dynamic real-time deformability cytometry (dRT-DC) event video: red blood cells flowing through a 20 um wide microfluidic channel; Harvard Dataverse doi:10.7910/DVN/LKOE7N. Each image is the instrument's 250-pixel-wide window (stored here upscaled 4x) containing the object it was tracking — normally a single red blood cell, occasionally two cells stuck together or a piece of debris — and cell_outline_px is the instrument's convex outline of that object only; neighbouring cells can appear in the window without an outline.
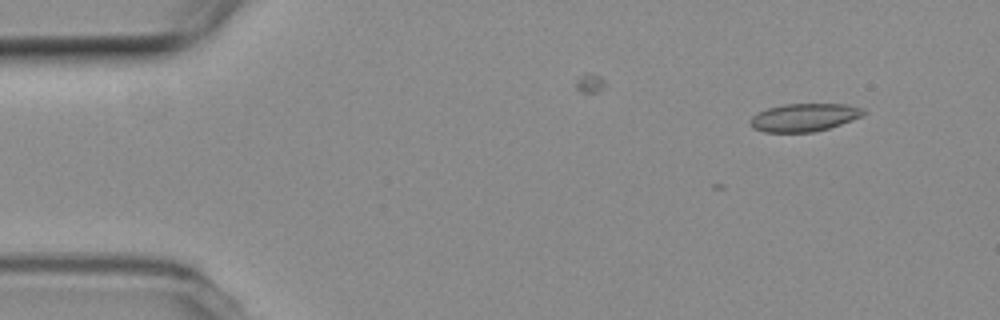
{"species": "common noctule bat (a hibernating species)", "species_latin": "Nyctalus noctula", "temperature_condition": "room temperature", "stored_images_in_passage": 4, "camera_frame_rate_fps": 3000, "um_per_image_px": 0.085, "animal": {"sex": "female", "body_mass_g": 19.3, "forearm_length_mm": 54.1}, "frame": {"image": 1, "passage_image": 4, "time_ms": 1.0, "image_size_px": [1000, 320], "cell_outline_px": [[868, 112], [860, 116], [840, 124], [828, 128], [812, 132], [764, 132], [752, 128], [748, 120], [756, 112], [768, 108], [784, 104], [844, 104], [864, 108]], "centroid_in_image_um": [68.31, 9.97], "position_along_channel_um": 16.7, "area_um2": 18.44}}